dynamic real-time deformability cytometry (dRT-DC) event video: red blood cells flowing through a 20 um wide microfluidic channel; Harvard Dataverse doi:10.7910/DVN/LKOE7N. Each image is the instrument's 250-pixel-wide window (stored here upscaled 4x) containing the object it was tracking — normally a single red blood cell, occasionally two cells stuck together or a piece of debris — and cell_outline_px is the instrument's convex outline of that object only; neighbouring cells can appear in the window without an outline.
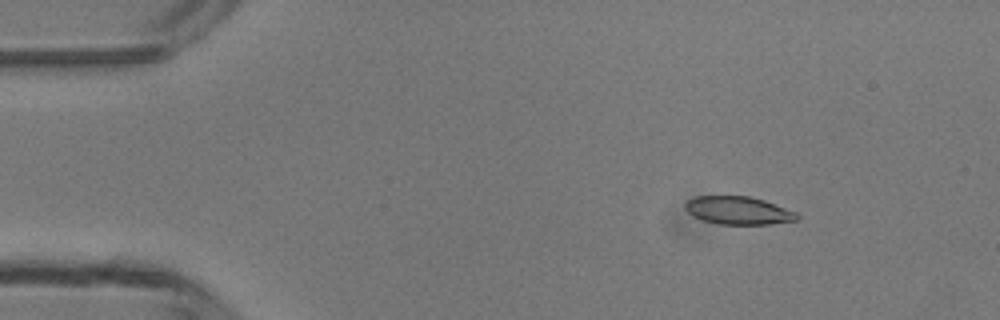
{"species": "common noctule bat (a hibernating species)", "species_latin": "Nyctalus noctula", "temperature_condition": "room temperature", "stored_images_in_passage": 3, "camera_frame_rate_fps": 3000, "um_per_image_px": 0.085, "animal": {"sex": "male", "body_mass_g": 13.3}, "frame": {"image": 1, "passage_image": 1, "time_ms": 0.0, "image_size_px": [1000, 320], "cell_outline_px": [[800, 220], [772, 224], [720, 224], [704, 220], [692, 216], [684, 208], [684, 204], [688, 200], [696, 196], [748, 196], [764, 200], [796, 212], [800, 216]], "centroid_in_image_um": [62.77, 17.89], "position_along_channel_um": 22.2, "area_um2": 18.26}}